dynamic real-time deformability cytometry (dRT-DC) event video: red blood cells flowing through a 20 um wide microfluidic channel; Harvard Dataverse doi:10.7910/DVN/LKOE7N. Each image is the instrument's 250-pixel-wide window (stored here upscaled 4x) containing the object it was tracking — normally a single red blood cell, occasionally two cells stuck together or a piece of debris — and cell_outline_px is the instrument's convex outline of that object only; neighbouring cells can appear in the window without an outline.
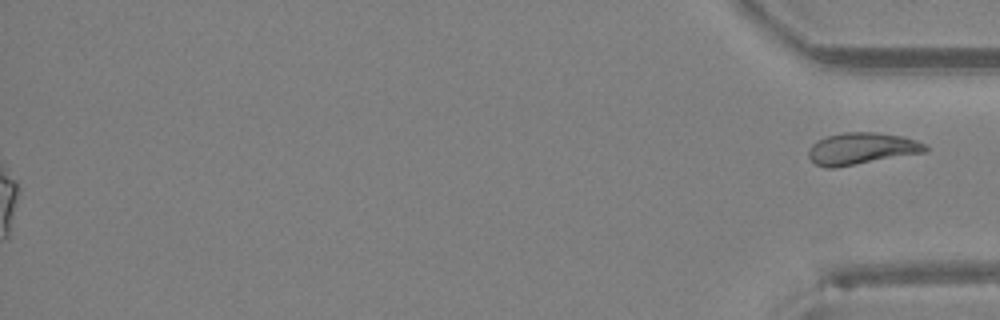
{"species": "Egyptian fruit bat (a non-hibernating species)", "species_latin": "Rousettus aegyptiacus", "temperature_condition": "room temperature", "stored_images_in_passage": 28, "segment_of_instrument_passage": [2, 2], "camera_frame_rate_fps": 3000, "um_per_image_px": 0.085, "animal": {"sex": "female"}, "frame": {"image": 1, "passage_image": 28, "time_ms": 9.0, "image_size_px": [1000, 320], "cell_outline_px": [[928, 152], [836, 168], [824, 168], [816, 164], [808, 156], [808, 148], [812, 144], [828, 136], [844, 132], [876, 132], [900, 136], [916, 140], [928, 144]], "centroid_in_image_um": [73.27, 12.64], "position_along_channel_um": 361.9, "area_um2": 21.85}}